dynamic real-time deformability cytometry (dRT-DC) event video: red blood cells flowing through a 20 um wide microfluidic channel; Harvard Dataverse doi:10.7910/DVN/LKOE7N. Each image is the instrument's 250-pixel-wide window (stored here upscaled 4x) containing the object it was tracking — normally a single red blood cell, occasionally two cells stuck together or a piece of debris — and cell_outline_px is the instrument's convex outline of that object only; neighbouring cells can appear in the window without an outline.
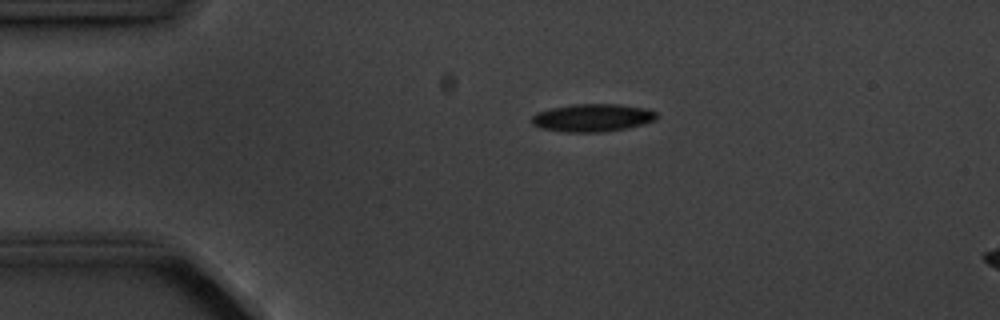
{"species": "common noctule bat (a hibernating species)", "species_latin": "Nyctalus noctula", "temperature_condition": "cold", "stored_images_in_passage": 2, "camera_frame_rate_fps": 3000, "um_per_image_px": 0.085, "animal": {"sex": "male", "body_mass_g": 20.1, "forearm_length_mm": 53.5}, "frame": {"image": 1, "passage_image": 1, "time_ms": 0.0, "image_size_px": [1000, 320], "cell_outline_px": [[656, 120], [644, 124], [628, 128], [596, 132], [564, 132], [540, 128], [532, 124], [528, 120], [536, 112], [552, 108], [572, 104], [620, 104], [644, 108], [656, 112]], "centroid_in_image_um": [50.32, 10.01], "position_along_channel_um": 34.7, "area_um2": 20.35}}